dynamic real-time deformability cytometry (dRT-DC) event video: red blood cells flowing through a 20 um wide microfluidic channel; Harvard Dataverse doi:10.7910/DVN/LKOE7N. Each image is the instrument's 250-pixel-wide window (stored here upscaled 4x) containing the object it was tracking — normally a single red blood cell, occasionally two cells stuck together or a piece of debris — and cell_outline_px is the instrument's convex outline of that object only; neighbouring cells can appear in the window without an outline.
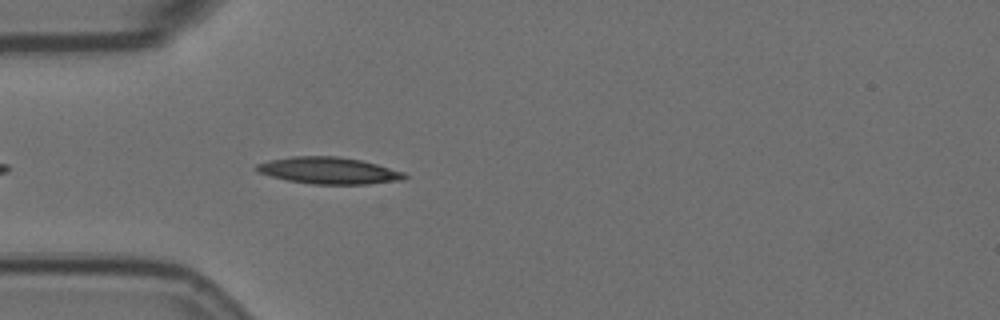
{"species": "Egyptian fruit bat (a non-hibernating species)", "species_latin": "Rousettus aegyptiacus", "temperature_condition": "room temperature", "stored_images_in_passage": 9, "camera_frame_rate_fps": 3000, "um_per_image_px": 0.085, "animal": {"sex": "female"}, "frame": {"image": 1, "passage_image": 4, "time_ms": 1.0, "image_size_px": [1000, 320], "cell_outline_px": [[408, 176], [404, 180], [368, 184], [312, 184], [288, 180], [272, 176], [260, 172], [256, 168], [256, 164], [268, 160], [292, 156], [340, 156], [360, 160], [376, 164], [404, 172]], "centroid_in_image_um": [27.98, 14.49], "position_along_channel_um": 57.0, "area_um2": 22.95}}
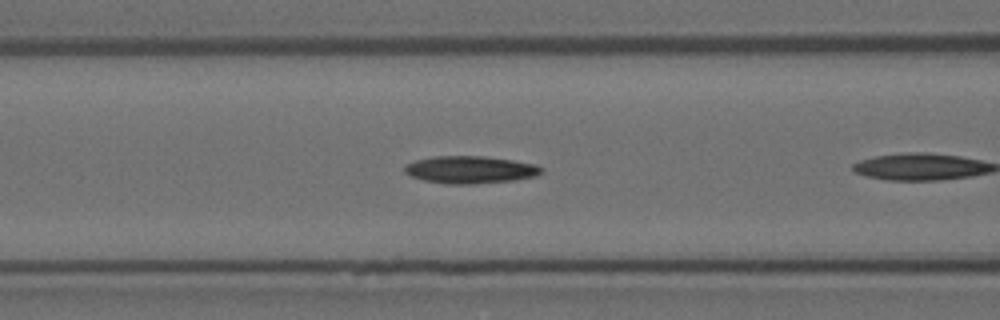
{"frame": {"image": 2, "passage_image": 7, "time_ms": 2.0, "image_size_px": [1000, 320], "cell_outline_px": [[544, 172], [536, 176], [516, 180], [476, 184], [448, 184], [424, 180], [412, 176], [404, 172], [404, 168], [408, 164], [416, 160], [436, 156], [484, 156], [512, 160], [536, 164], [544, 168]], "centroid_in_image_um": [40.04, 14.43], "position_along_channel_um": 126.6, "area_um2": 21.91}}